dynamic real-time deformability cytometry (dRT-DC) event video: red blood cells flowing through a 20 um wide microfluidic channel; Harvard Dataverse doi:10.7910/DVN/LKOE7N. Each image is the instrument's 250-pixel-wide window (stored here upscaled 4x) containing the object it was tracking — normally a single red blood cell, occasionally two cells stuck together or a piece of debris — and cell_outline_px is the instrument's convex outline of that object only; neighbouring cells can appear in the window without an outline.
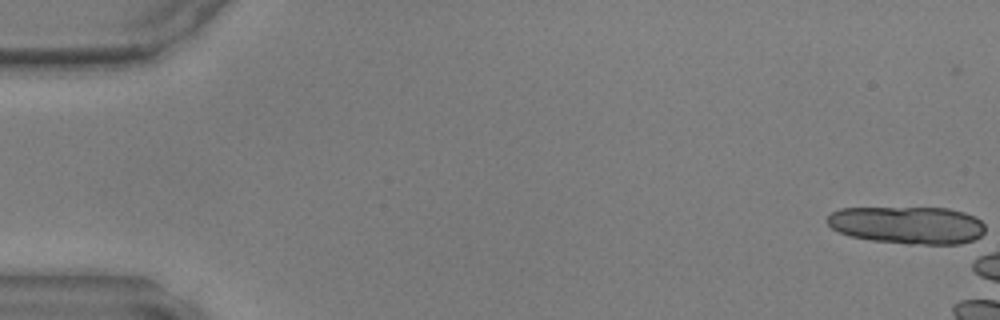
{"species": "common noctule bat (a hibernating species)", "species_latin": "Nyctalus noctula", "temperature_condition": "warm", "stored_images_in_passage": 2, "camera_frame_rate_fps": 3000, "um_per_image_px": 0.085, "animal": {"sex": "male", "body_mass_g": 17.9, "forearm_length_mm": 54.2}, "frame": {"image": 1, "passage_image": 1, "time_ms": 0.0, "image_size_px": [1000, 320], "cell_outline_px": [[984, 232], [980, 236], [972, 240], [960, 244], [908, 244], [872, 240], [848, 236], [832, 228], [824, 220], [832, 212], [840, 208], [948, 208], [964, 212], [976, 216], [984, 224]], "centroid_in_image_um": [77.13, 19.13], "position_along_channel_um": 7.9, "area_um2": 34.68}}